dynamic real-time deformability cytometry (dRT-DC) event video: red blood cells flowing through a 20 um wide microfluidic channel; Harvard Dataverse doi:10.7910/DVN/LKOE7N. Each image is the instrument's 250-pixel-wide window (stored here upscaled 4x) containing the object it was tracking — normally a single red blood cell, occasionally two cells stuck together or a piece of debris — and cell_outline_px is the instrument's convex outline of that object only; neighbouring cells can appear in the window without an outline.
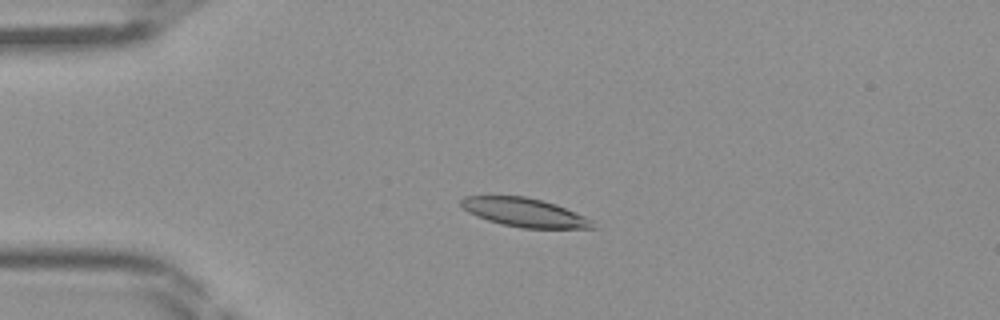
{"species": "Egyptian fruit bat (a non-hibernating species)", "species_latin": "Rousettus aegyptiacus", "temperature_condition": "room temperature", "stored_images_in_passage": 46, "camera_frame_rate_fps": 3000, "um_per_image_px": 0.085, "frame": {"image": 1, "passage_image": 11, "time_ms": 3.333, "image_size_px": [1000, 320], "cell_outline_px": [[596, 228], [524, 228], [504, 224], [488, 220], [476, 216], [468, 212], [460, 204], [460, 200], [464, 196], [524, 196], [544, 200], [556, 204], [584, 216], [592, 220]], "centroid_in_image_um": [44.58, 18.05], "position_along_channel_um": 40.4, "area_um2": 21.85}}
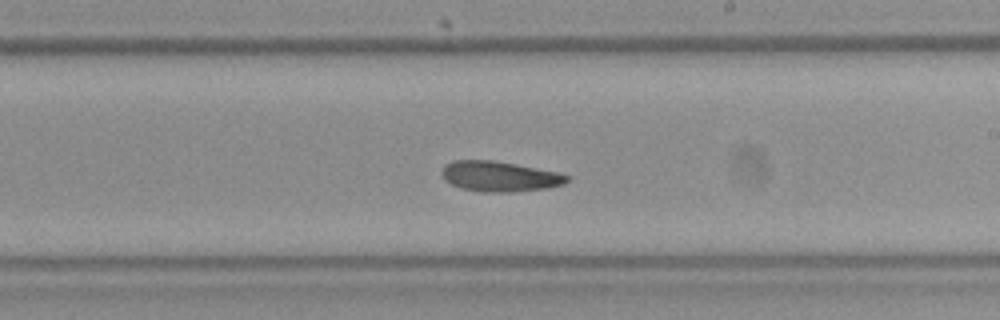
{"frame": {"image": 2, "passage_image": 27, "time_ms": 8.667, "image_size_px": [1000, 320], "cell_outline_px": [[572, 176], [564, 184], [548, 188], [516, 192], [484, 192], [464, 188], [452, 184], [444, 180], [440, 172], [444, 164], [452, 160], [492, 160], [560, 172]], "centroid_in_image_um": [42.48, 14.99], "position_along_channel_um": 246.5, "area_um2": 22.31}}
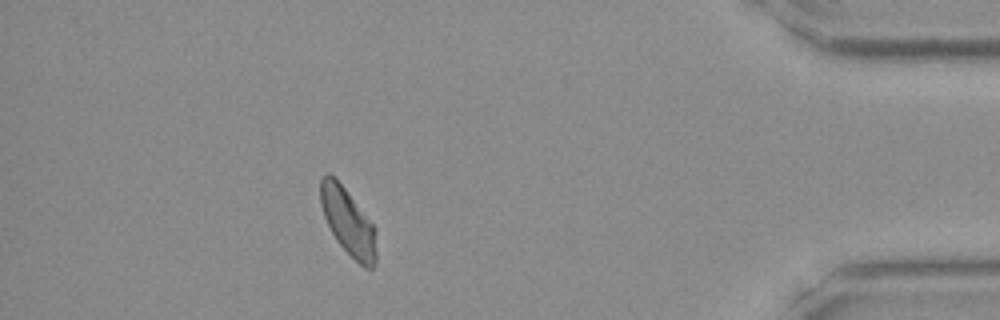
{"frame": {"image": 3, "passage_image": 41, "time_ms": 13.333, "image_size_px": [1000, 320], "cell_outline_px": [[376, 260], [372, 268], [364, 268], [336, 240], [324, 216], [320, 204], [320, 176], [328, 172], [344, 188], [372, 224], [376, 252]], "centroid_in_image_um": [29.53, 18.84], "position_along_channel_um": 405.7, "area_um2": 20.92}}